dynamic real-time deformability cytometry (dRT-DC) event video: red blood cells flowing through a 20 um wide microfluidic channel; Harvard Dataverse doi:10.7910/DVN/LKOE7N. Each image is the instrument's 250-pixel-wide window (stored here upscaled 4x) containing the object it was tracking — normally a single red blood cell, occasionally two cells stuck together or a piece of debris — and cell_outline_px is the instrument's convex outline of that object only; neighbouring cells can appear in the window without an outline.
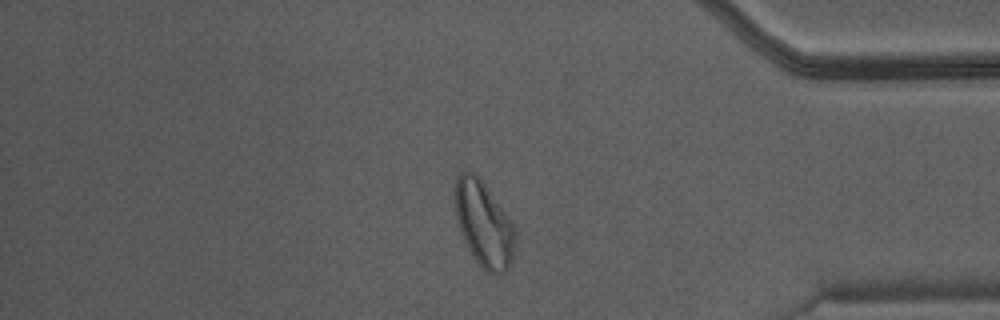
{"species": "Egyptian fruit bat (a non-hibernating species)", "species_latin": "Rousettus aegyptiacus", "temperature_condition": "warm", "stored_images_in_passage": 47, "camera_frame_rate_fps": 3000, "um_per_image_px": 0.085, "animal": {"sex": "male"}, "frame": {"image": 1, "passage_image": 40, "time_ms": 13.0, "image_size_px": [1000, 320], "cell_outline_px": [[516, 236], [512, 260], [508, 268], [504, 272], [496, 276], [492, 276], [472, 256], [460, 232], [456, 216], [456, 176], [460, 172], [476, 172], [516, 228]], "centroid_in_image_um": [41.14, 19.07], "position_along_channel_um": 394.1, "area_um2": 29.77}}
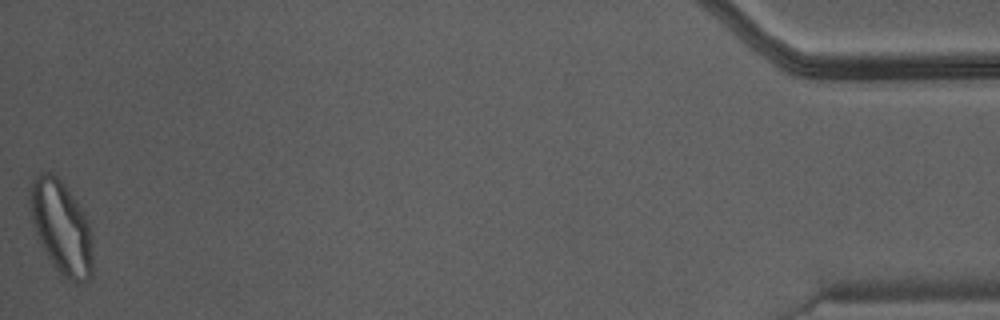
{"frame": {"image": 2, "passage_image": 47, "time_ms": 15.333, "image_size_px": [1000, 320], "cell_outline_px": [[92, 276], [88, 280], [76, 284], [60, 276], [48, 260], [36, 232], [28, 208], [28, 192], [36, 176], [40, 172], [52, 172], [64, 184], [76, 200], [84, 212], [88, 224], [92, 252]], "centroid_in_image_um": [5.19, 19.36], "position_along_channel_um": 430.0, "area_um2": 34.39}}